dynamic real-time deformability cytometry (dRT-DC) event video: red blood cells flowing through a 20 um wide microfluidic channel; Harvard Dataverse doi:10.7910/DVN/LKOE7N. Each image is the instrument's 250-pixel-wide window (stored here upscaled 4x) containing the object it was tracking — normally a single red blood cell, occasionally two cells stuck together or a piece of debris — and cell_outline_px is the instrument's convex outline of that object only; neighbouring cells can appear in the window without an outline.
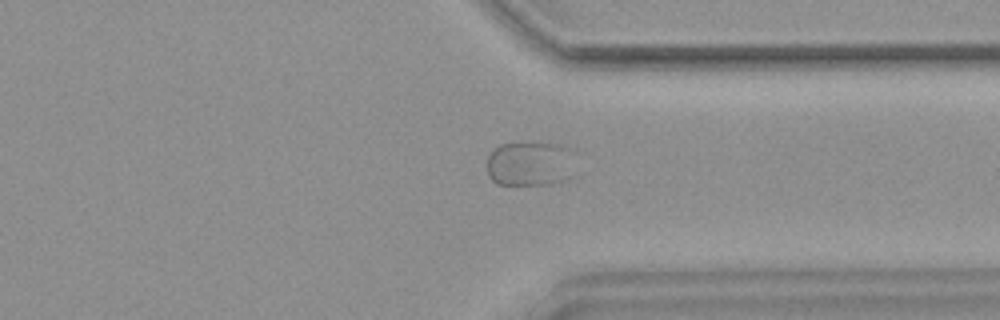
{"species": "common noctule bat (a hibernating species)", "species_latin": "Nyctalus noctula", "temperature_condition": "warm", "stored_images_in_passage": 55, "camera_frame_rate_fps": 3000, "um_per_image_px": 0.085, "animal": {"sex": "female", "body_mass_g": 18.4}, "frame": {"image": 1, "passage_image": 42, "time_ms": 13.667, "image_size_px": [1000, 320], "cell_outline_px": [[568, 148], [564, 180], [548, 184], [496, 184], [488, 176], [488, 156], [500, 144], [532, 140], [540, 140], [560, 144]], "centroid_in_image_um": [44.87, 13.85], "position_along_channel_um": 366.5, "area_um2": 22.43}}
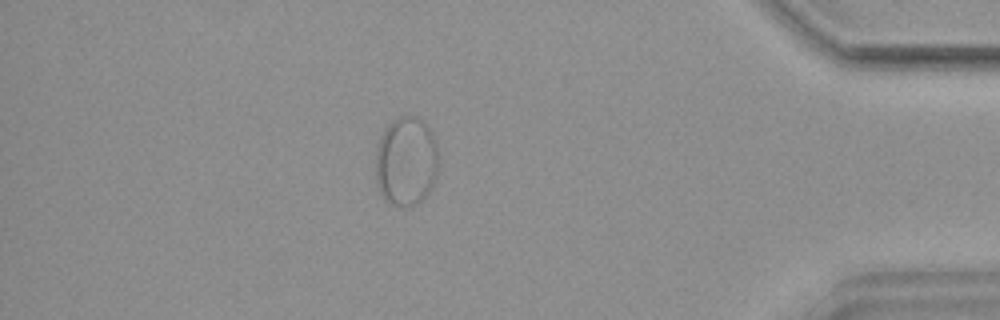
{"frame": {"image": 2, "passage_image": 48, "time_ms": 15.667, "image_size_px": [1000, 320], "cell_outline_px": [[436, 176], [428, 192], [416, 204], [404, 208], [400, 208], [384, 200], [376, 184], [376, 144], [384, 128], [392, 120], [400, 116], [416, 116], [428, 124], [432, 132], [436, 144]], "centroid_in_image_um": [34.48, 13.7], "position_along_channel_um": 400.7, "area_um2": 33.0}}